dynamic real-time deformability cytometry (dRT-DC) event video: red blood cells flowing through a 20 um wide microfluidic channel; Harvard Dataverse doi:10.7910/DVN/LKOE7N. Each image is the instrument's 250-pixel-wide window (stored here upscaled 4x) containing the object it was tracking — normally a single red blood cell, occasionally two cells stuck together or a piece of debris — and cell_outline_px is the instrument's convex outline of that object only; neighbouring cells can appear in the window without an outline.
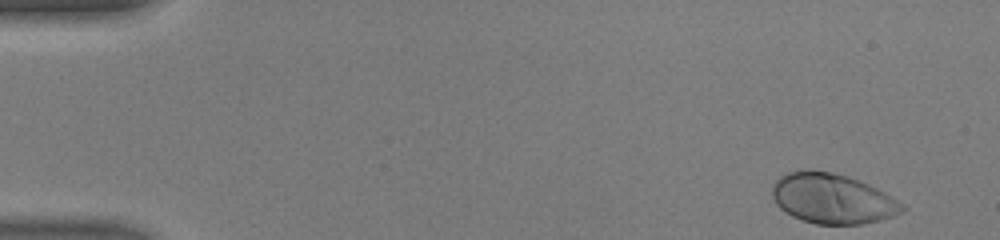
{"species": "human", "species_latin": "Homo sapiens", "temperature_condition": "warm", "stored_images_in_passage": 44, "camera_frame_rate_fps": 3000, "um_per_image_px": 0.085, "donor": {"sex": "male"}, "frame": {"image": 1, "passage_image": 1, "time_ms": 0.0, "image_size_px": [1000, 240], "cell_outline_px": [[908, 208], [892, 216], [880, 220], [860, 224], [816, 224], [792, 216], [784, 212], [776, 204], [772, 196], [772, 184], [780, 176], [788, 172], [800, 168], [808, 168], [832, 172], [848, 176], [860, 180], [892, 196], [904, 204]], "centroid_in_image_um": [70.73, 16.85], "position_along_channel_um": 14.3, "area_um2": 38.32}}
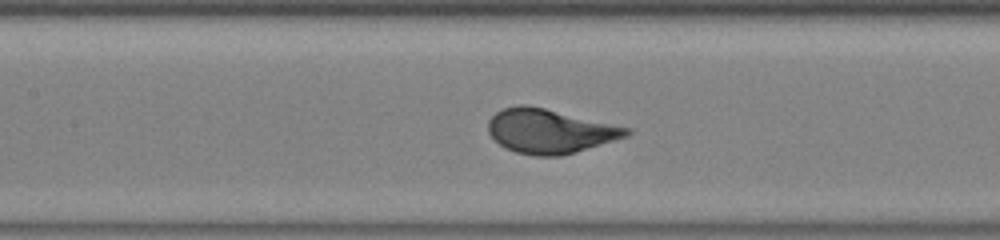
{"frame": {"image": 2, "passage_image": 20, "time_ms": 6.333, "image_size_px": [1000, 240], "cell_outline_px": [[632, 132], [628, 136], [576, 152], [560, 156], [536, 156], [516, 152], [504, 148], [488, 132], [488, 120], [496, 112], [504, 108], [520, 104], [524, 104], [544, 108], [632, 128]], "centroid_in_image_um": [46.74, 11.15], "position_along_channel_um": 160.7, "area_um2": 35.6}}
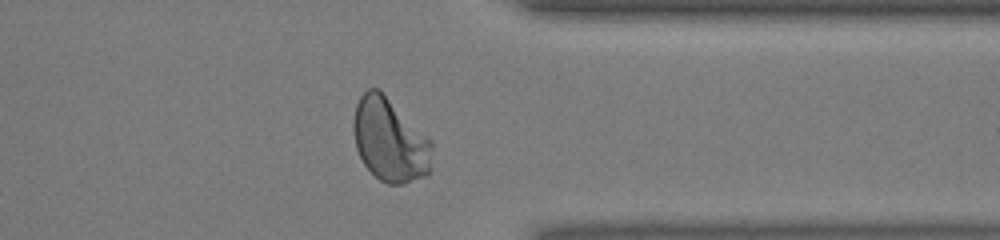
{"frame": {"image": 3, "passage_image": 35, "time_ms": 11.333, "image_size_px": [1000, 240], "cell_outline_px": [[432, 148], [428, 176], [400, 184], [388, 184], [380, 180], [364, 164], [356, 148], [352, 128], [352, 124], [356, 104], [360, 96], [368, 88], [376, 88], [432, 140]], "centroid_in_image_um": [33.12, 11.93], "position_along_channel_um": 378.3, "area_um2": 37.74}, "authors_computed_cell_mechanics": {"area_um2": 35.9805, "velocity_mm_per_s": 4.4425, "shape_relaxation_time_tau1_ms": 1.7779, "shape_relaxation_time_tau2_ms": null, "deformation_change_tau1": 0.1684, "deformation_change_tau2": null}}